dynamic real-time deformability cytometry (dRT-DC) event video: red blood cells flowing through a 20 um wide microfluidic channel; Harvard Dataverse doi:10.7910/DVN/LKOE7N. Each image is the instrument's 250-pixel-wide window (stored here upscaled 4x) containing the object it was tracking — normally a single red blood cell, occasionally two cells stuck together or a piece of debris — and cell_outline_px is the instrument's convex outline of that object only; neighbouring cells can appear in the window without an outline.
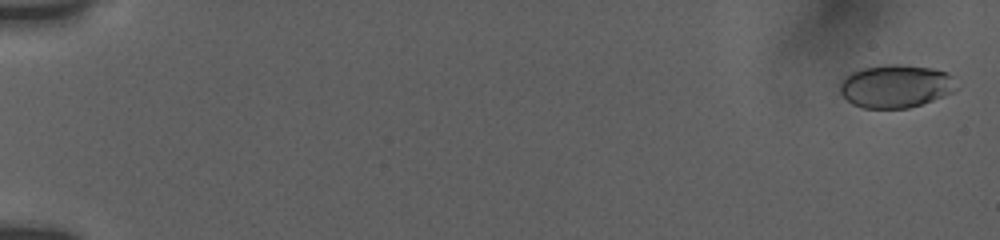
{"species": "human", "species_latin": "Homo sapiens", "temperature_condition": "room temperature", "stored_images_in_passage": 57, "camera_frame_rate_fps": 3000, "um_per_image_px": 0.085, "donor": {"sex": "female"}, "frame": {"image": 1, "passage_image": 2, "time_ms": 0.333, "image_size_px": [1000, 240], "cell_outline_px": [[952, 92], [932, 100], [908, 108], [864, 108], [852, 104], [840, 92], [840, 84], [844, 76], [852, 72], [864, 68], [888, 64], [896, 64], [932, 68], [948, 72]], "centroid_in_image_um": [76.04, 7.32], "position_along_channel_um": 9.0, "area_um2": 28.5}}
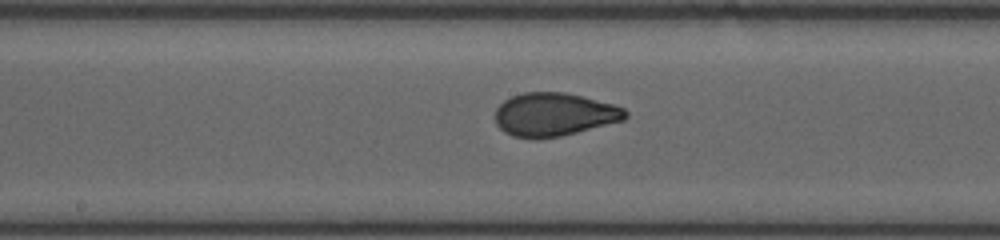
{"frame": {"image": 2, "passage_image": 32, "time_ms": 10.333, "image_size_px": [1000, 240], "cell_outline_px": [[628, 116], [624, 120], [560, 136], [532, 140], [512, 136], [504, 132], [496, 124], [496, 108], [504, 100], [512, 96], [524, 92], [564, 92], [616, 104], [624, 108], [628, 112]], "centroid_in_image_um": [47.1, 9.74], "position_along_channel_um": 201.1, "area_um2": 33.06}}
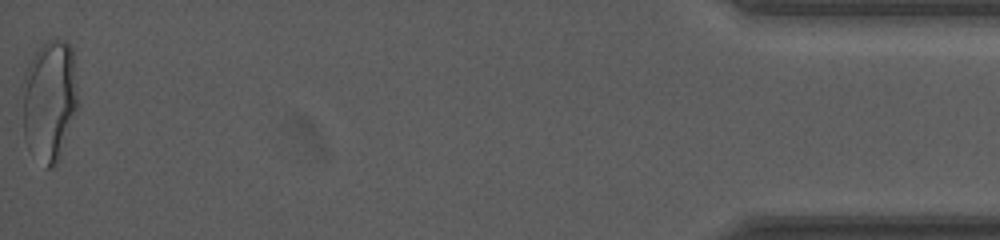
{"frame": {"image": 3, "passage_image": 57, "time_ms": 18.667, "image_size_px": [1000, 240], "cell_outline_px": [[80, 108], [60, 160], [52, 168], [48, 168], [24, 136], [20, 88], [20, 84], [28, 64], [36, 52], [48, 40], [68, 40], [72, 48]], "centroid_in_image_um": [4.25, 8.51], "position_along_channel_um": 431.0, "area_um2": 40.11}, "authors_computed_cell_mechanics": {"area_um2": 32.368, "velocity_mm_per_s": 3.7768, "shape_relaxation_time_tau1_ms": 6.0766, "shape_relaxation_time_tau2_ms": null, "deformation_change_tau1": 0.1919, "deformation_change_tau2": null}}